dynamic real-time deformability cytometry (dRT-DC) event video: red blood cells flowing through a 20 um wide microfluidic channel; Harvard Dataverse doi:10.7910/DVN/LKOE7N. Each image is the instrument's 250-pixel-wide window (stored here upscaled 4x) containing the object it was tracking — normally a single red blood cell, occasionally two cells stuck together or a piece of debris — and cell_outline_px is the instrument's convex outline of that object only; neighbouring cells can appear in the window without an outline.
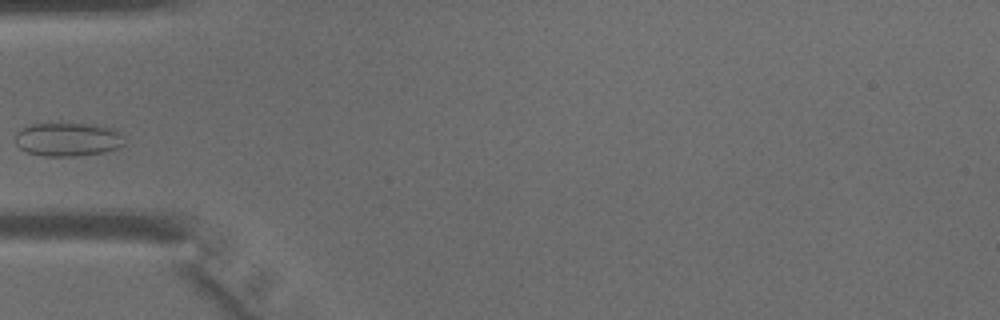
{"species": "common noctule bat (a hibernating species)", "species_latin": "Nyctalus noctula", "temperature_condition": "warm", "stored_images_in_passage": 31, "camera_frame_rate_fps": 3000, "um_per_image_px": 0.085, "animal": {"sex": "male", "body_mass_g": 15.6}, "frame": {"image": 1, "passage_image": 1, "time_ms": 0.0, "image_size_px": [1000, 320], "cell_outline_px": [[124, 144], [116, 148], [104, 152], [76, 156], [44, 156], [28, 152], [20, 148], [12, 140], [16, 132], [20, 128], [32, 124], [92, 124], [116, 128], [124, 136]], "centroid_in_image_um": [5.75, 11.84], "position_along_channel_um": 79.2, "area_um2": 21.62}}
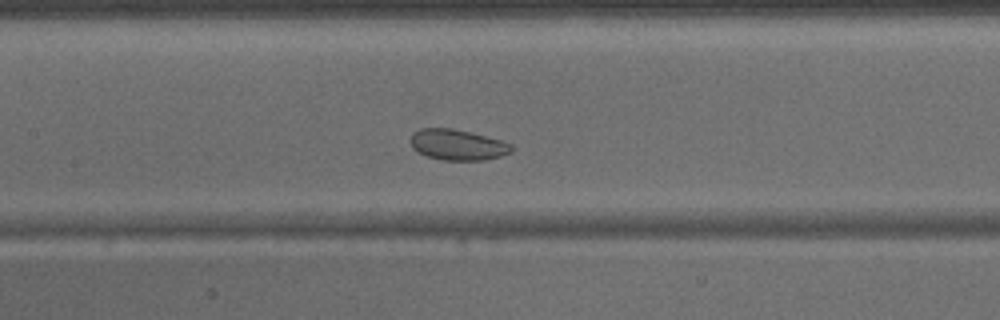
{"frame": {"image": 2, "passage_image": 7, "time_ms": 2.0, "image_size_px": [1000, 320], "cell_outline_px": [[512, 152], [500, 156], [484, 160], [440, 160], [428, 156], [412, 148], [412, 132], [420, 128], [452, 128], [500, 140], [512, 144]], "centroid_in_image_um": [38.89, 12.31], "position_along_channel_um": 168.5, "area_um2": 17.86}}
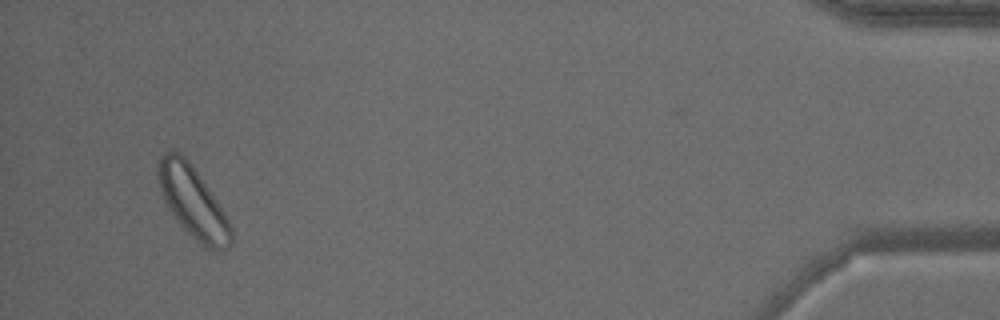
{"frame": {"image": 3, "passage_image": 29, "time_ms": 9.333, "image_size_px": [1000, 320], "cell_outline_px": [[232, 244], [228, 248], [220, 252], [212, 252], [184, 232], [172, 216], [164, 204], [156, 180], [156, 168], [160, 156], [164, 152], [176, 148], [188, 160], [216, 200], [224, 212], [232, 228]], "centroid_in_image_um": [16.34, 17.21], "position_along_channel_um": 418.9, "area_um2": 31.21}}